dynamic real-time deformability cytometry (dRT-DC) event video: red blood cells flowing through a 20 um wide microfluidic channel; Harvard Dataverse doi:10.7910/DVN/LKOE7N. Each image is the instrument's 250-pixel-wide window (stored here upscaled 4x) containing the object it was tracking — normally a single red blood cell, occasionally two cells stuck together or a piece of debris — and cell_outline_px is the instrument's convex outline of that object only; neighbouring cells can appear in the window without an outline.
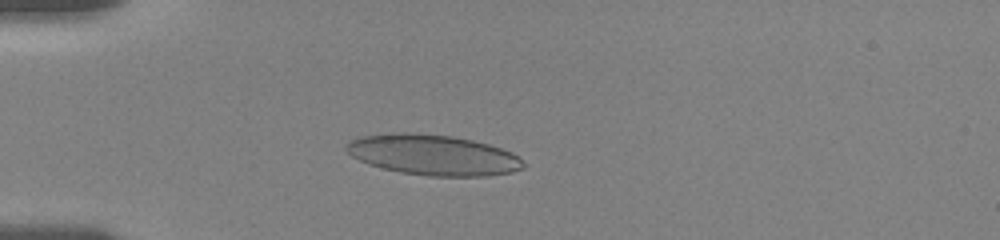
{"species": "human", "species_latin": "Homo sapiens", "temperature_condition": "room temperature", "stored_images_in_passage": 44, "camera_frame_rate_fps": 3000, "um_per_image_px": 0.085, "donor": {"sex": "female"}, "frame": {"image": 1, "passage_image": 7, "time_ms": 2.0, "image_size_px": [1000, 240], "cell_outline_px": [[528, 164], [524, 168], [512, 172], [484, 176], [428, 176], [400, 172], [368, 164], [352, 156], [344, 148], [352, 140], [364, 136], [404, 132], [452, 136], [472, 140], [488, 144], [512, 152]], "centroid_in_image_um": [36.87, 13.18], "position_along_channel_um": 48.1, "area_um2": 41.5}}
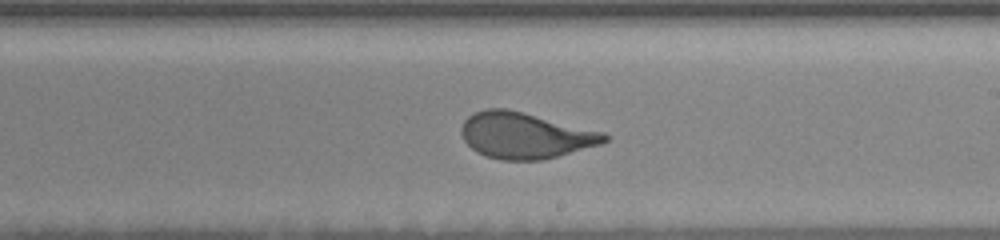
{"frame": {"image": 2, "passage_image": 25, "time_ms": 8.0, "image_size_px": [1000, 240], "cell_outline_px": [[608, 140], [600, 144], [544, 160], [500, 160], [484, 156], [476, 152], [464, 140], [460, 132], [460, 128], [464, 120], [468, 116], [484, 108], [508, 108], [604, 132], [608, 136]], "centroid_in_image_um": [44.6, 11.51], "position_along_channel_um": 244.4, "area_um2": 38.55}}
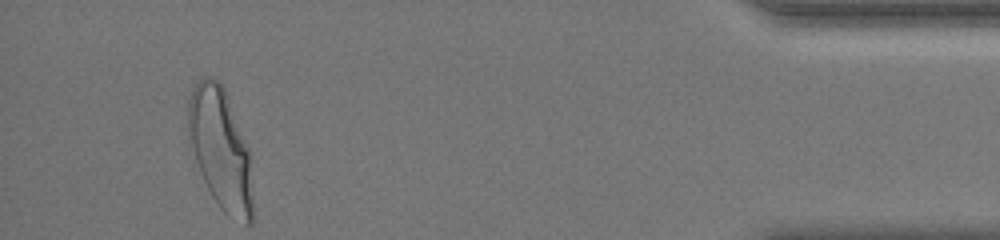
{"frame": {"image": 3, "passage_image": 44, "time_ms": 14.333, "image_size_px": [1000, 240], "cell_outline_px": [[252, 224], [244, 224], [228, 216], [220, 208], [212, 196], [188, 148], [188, 100], [192, 88], [204, 76], [208, 76], [220, 80], [224, 88], [248, 152], [252, 196]], "centroid_in_image_um": [18.69, 12.67], "position_along_channel_um": 416.5, "area_um2": 45.08}, "authors_computed_cell_mechanics": {"area_um2": 39.6508, "velocity_mm_per_s": 3.6145, "shape_relaxation_time_tau1_ms": 4.8973, "shape_relaxation_time_tau2_ms": null, "deformation_change_tau1": 0.1777, "deformation_change_tau2": null}}